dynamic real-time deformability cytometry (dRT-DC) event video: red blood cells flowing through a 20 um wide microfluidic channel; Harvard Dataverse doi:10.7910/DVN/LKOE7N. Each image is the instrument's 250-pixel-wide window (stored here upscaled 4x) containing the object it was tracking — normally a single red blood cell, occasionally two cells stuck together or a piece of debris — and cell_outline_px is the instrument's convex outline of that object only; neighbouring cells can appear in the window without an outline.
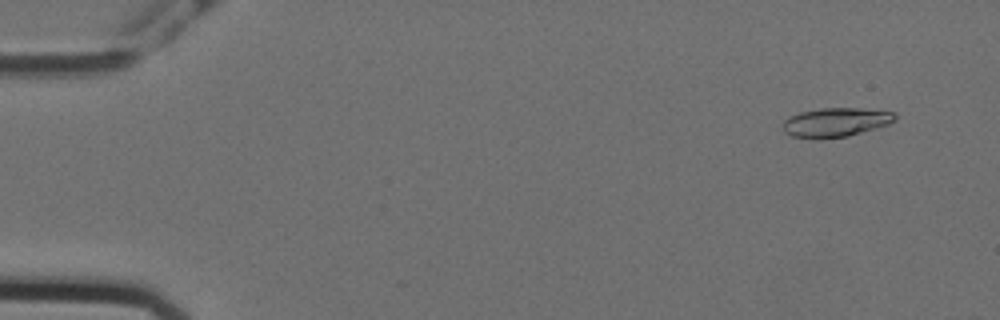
{"species": "Egyptian fruit bat (a non-hibernating species)", "species_latin": "Rousettus aegyptiacus", "temperature_condition": "cold", "stored_images_in_passage": 10, "camera_frame_rate_fps": 3000, "um_per_image_px": 0.085, "animal": {"sex": "female"}, "frame": {"image": 1, "passage_image": 1, "time_ms": 0.0, "image_size_px": [1000, 320], "cell_outline_px": [[896, 120], [888, 124], [876, 128], [848, 136], [816, 140], [792, 136], [784, 132], [784, 120], [788, 116], [800, 112], [820, 108], [860, 108], [896, 112]], "centroid_in_image_um": [71.02, 10.4], "position_along_channel_um": 14.0, "area_um2": 19.25}}